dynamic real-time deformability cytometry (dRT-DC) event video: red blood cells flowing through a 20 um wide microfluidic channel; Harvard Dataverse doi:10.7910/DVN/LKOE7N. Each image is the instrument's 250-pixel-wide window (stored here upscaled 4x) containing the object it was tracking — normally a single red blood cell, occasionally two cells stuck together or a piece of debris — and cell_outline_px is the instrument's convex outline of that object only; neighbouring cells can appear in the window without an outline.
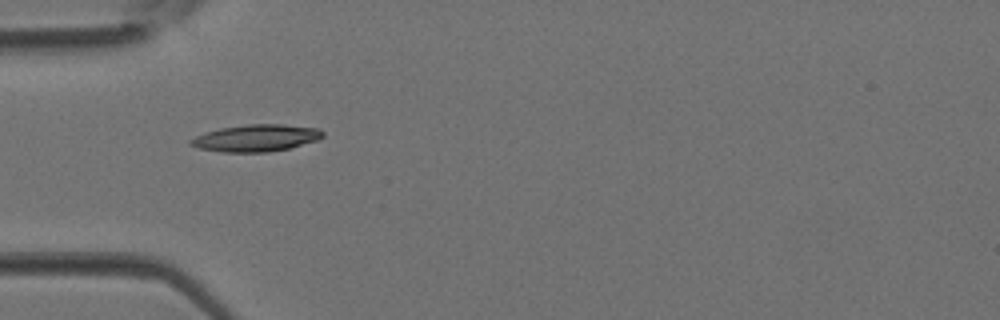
{"species": "Egyptian fruit bat (a non-hibernating species)", "species_latin": "Rousettus aegyptiacus", "temperature_condition": "room temperature", "stored_images_in_passage": 2, "camera_frame_rate_fps": 3000, "um_per_image_px": 0.085, "animal": {"sex": "female"}, "frame": {"image": 1, "passage_image": 2, "time_ms": 0.333, "image_size_px": [1000, 320], "cell_outline_px": [[324, 136], [316, 140], [288, 148], [268, 152], [224, 152], [200, 148], [188, 144], [188, 140], [204, 132], [220, 128], [248, 124], [284, 124], [320, 128], [324, 132]], "centroid_in_image_um": [21.76, 11.72], "position_along_channel_um": 63.2, "area_um2": 20.75}}